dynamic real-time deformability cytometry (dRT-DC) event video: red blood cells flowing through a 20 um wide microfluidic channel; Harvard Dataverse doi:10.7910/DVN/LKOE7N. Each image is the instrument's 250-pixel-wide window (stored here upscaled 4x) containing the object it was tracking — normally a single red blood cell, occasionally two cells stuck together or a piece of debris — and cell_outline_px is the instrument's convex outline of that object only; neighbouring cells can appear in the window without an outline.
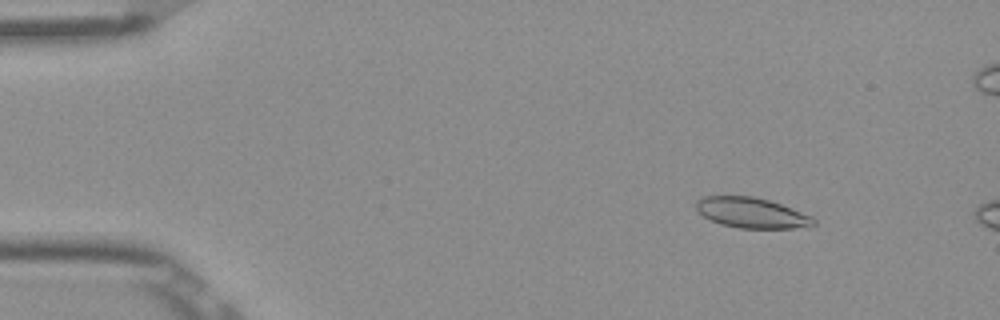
{"species": "Egyptian fruit bat (a non-hibernating species)", "species_latin": "Rousettus aegyptiacus", "temperature_condition": "room temperature", "stored_images_in_passage": 12, "camera_frame_rate_fps": 3000, "um_per_image_px": 0.085, "frame": {"image": 1, "passage_image": 7, "time_ms": 2.0, "image_size_px": [1000, 320], "cell_outline_px": [[816, 224], [792, 228], [740, 228], [724, 224], [712, 220], [704, 216], [696, 208], [696, 200], [704, 196], [752, 196], [768, 200], [792, 208], [812, 216], [816, 220]], "centroid_in_image_um": [63.89, 18.08], "position_along_channel_um": 21.1, "area_um2": 20.46}}